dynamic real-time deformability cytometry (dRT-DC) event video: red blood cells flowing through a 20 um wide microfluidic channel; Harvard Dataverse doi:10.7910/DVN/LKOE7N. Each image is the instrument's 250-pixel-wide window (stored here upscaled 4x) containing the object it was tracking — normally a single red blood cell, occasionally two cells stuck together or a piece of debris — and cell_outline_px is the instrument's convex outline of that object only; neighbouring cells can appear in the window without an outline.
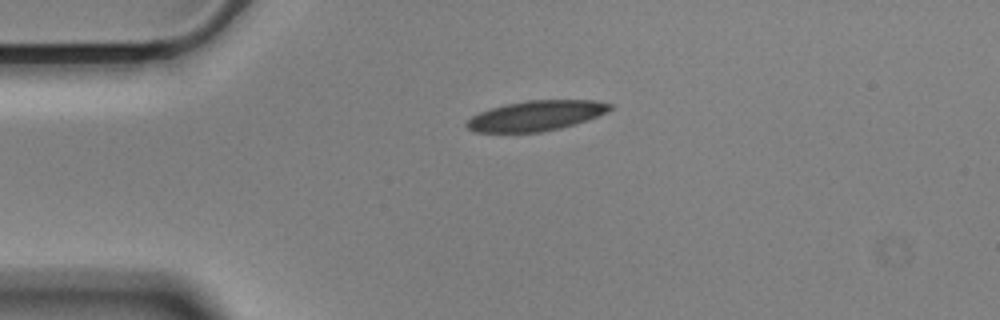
{"species": "Egyptian fruit bat (a non-hibernating species)", "species_latin": "Rousettus aegyptiacus", "temperature_condition": "cold", "stored_images_in_passage": 13, "camera_frame_rate_fps": 3000, "um_per_image_px": 0.085, "animal": {"sex": "male"}, "frame": {"image": 1, "passage_image": 13, "time_ms": 4.0, "image_size_px": [1000, 320], "cell_outline_px": [[612, 108], [596, 116], [560, 128], [540, 132], [476, 132], [468, 128], [464, 124], [472, 116], [480, 112], [504, 104], [524, 100], [596, 100], [612, 104]], "centroid_in_image_um": [45.52, 9.82], "position_along_channel_um": 39.5, "area_um2": 24.85}}